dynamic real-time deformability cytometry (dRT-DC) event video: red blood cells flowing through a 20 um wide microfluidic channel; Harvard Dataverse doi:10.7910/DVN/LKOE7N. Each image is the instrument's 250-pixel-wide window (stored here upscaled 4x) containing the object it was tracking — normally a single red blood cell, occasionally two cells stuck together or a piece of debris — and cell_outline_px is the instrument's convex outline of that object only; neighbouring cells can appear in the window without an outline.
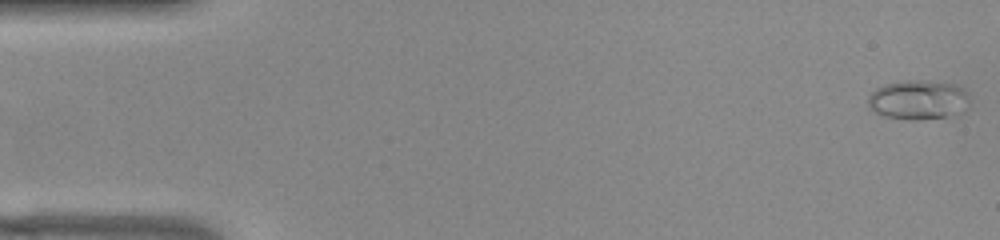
{"species": "common noctule bat (a hibernating species)", "species_latin": "Nyctalus noctula", "temperature_condition": "warm", "stored_images_in_passage": 52, "camera_frame_rate_fps": 3000, "um_per_image_px": 0.085, "animal": {"sex": "female", "body_mass_g": 22.0, "forearm_length_mm": 56.7}, "frame": {"image": 1, "passage_image": 1, "time_ms": 0.0, "image_size_px": [1000, 240], "cell_outline_px": [[968, 96], [944, 116], [916, 120], [908, 120], [880, 116], [872, 112], [868, 108], [868, 96], [876, 88], [884, 84], [900, 80], [928, 80], [956, 84], [964, 88], [968, 92]], "centroid_in_image_um": [77.83, 8.44], "position_along_channel_um": 7.2, "area_um2": 22.72}, "authors_computed_cell_mechanics": {"area_um2": 17.5712, "velocity_mm_per_s": 3.8856, "shape_relaxation_time_tau1_ms": null, "shape_relaxation_time_tau2_ms": 0.9817, "deformation_change_tau1": null, "deformation_change_tau2": 0.0579}}